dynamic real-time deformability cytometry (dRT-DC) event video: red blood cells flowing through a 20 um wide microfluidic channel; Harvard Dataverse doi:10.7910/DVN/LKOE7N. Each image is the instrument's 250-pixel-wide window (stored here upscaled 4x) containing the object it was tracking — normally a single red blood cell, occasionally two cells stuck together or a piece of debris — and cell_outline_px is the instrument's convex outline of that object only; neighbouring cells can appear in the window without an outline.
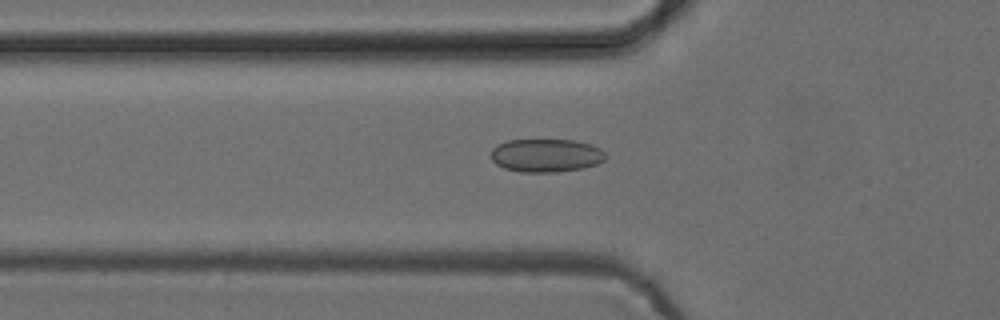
{"species": "common noctule bat (a hibernating species)", "species_latin": "Nyctalus noctula", "temperature_condition": "cold", "stored_images_in_passage": 48, "camera_frame_rate_fps": 3000, "um_per_image_px": 0.085, "animal": {"sex": "female", "body_mass_g": 24.6, "forearm_length_mm": 56.2}, "frame": {"image": 1, "passage_image": 14, "time_ms": 4.333, "image_size_px": [1000, 320], "cell_outline_px": [[604, 160], [596, 164], [584, 168], [556, 172], [520, 172], [504, 168], [496, 164], [492, 160], [492, 148], [496, 144], [508, 140], [576, 140], [592, 144], [600, 148], [604, 152]], "centroid_in_image_um": [46.41, 13.21], "position_along_channel_um": 79.4, "area_um2": 22.31}}
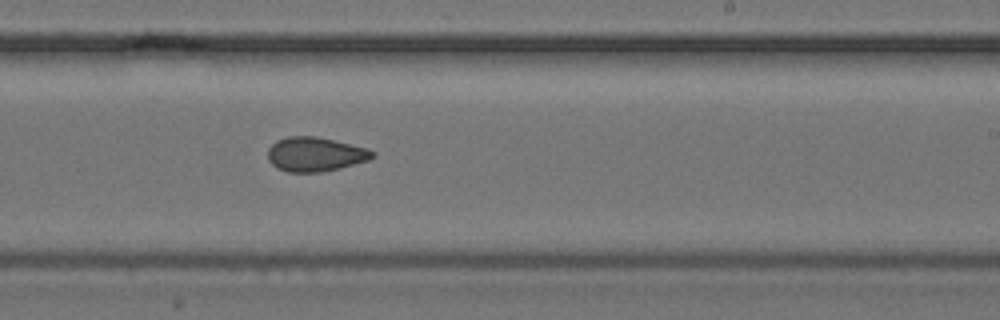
{"frame": {"image": 2, "passage_image": 28, "time_ms": 9.0, "image_size_px": [1000, 320], "cell_outline_px": [[376, 156], [368, 160], [340, 168], [320, 172], [288, 172], [276, 168], [268, 160], [268, 148], [276, 140], [288, 136], [316, 136], [368, 148], [376, 152]], "centroid_in_image_um": [26.79, 13.11], "position_along_channel_um": 262.2, "area_um2": 21.04}}
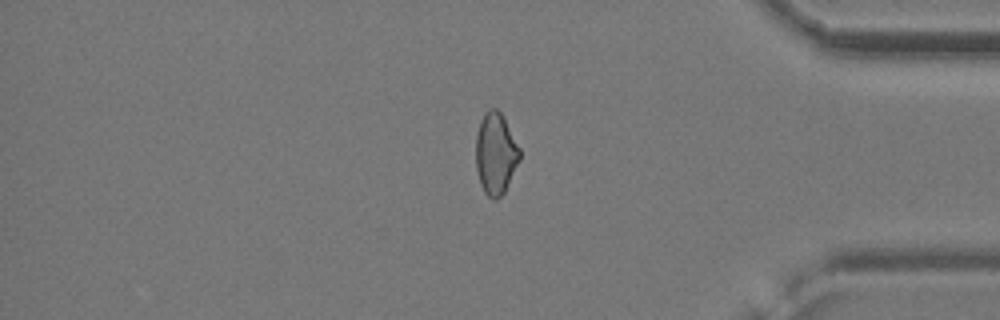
{"frame": {"image": 3, "passage_image": 40, "time_ms": 13.0, "image_size_px": [1000, 320], "cell_outline_px": [[520, 160], [504, 192], [496, 200], [492, 200], [484, 192], [480, 184], [476, 168], [476, 136], [480, 120], [484, 112], [488, 108], [496, 108], [504, 116], [520, 148]], "centroid_in_image_um": [42.13, 13.03], "position_along_channel_um": 393.1, "area_um2": 21.1}, "authors_computed_cell_mechanics": {"area_um2": 21.386, "velocity_mm_per_s": 3.8983, "shape_relaxation_time_tau1_ms": 4.9965, "shape_relaxation_time_tau2_ms": 2.5433, "deformation_change_tau1": 0.069, "deformation_change_tau2": 0.0745}}